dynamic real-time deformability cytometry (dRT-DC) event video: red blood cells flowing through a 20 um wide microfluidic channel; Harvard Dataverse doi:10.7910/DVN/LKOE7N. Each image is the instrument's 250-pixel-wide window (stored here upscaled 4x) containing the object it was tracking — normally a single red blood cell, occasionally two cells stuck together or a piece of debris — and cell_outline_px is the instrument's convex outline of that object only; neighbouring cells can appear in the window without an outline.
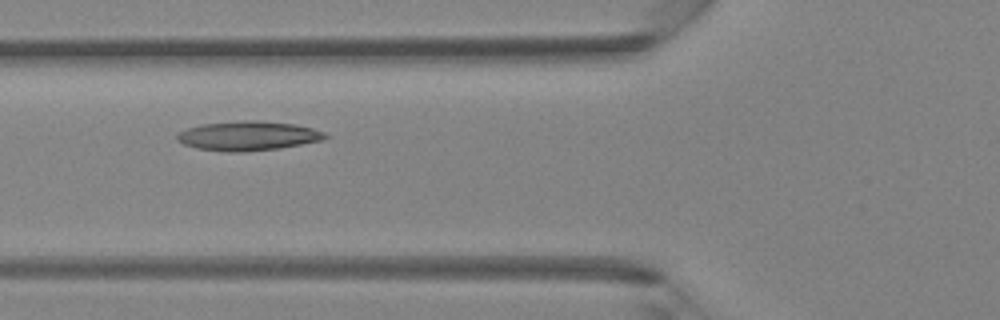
{"species": "Egyptian fruit bat (a non-hibernating species)", "species_latin": "Rousettus aegyptiacus", "temperature_condition": "room temperature", "stored_images_in_passage": 3, "camera_frame_rate_fps": 3000, "um_per_image_px": 0.085, "animal": {"sex": "female"}, "frame": {"image": 1, "passage_image": 3, "time_ms": 0.667, "image_size_px": [1000, 320], "cell_outline_px": [[328, 136], [324, 140], [280, 148], [244, 152], [224, 152], [196, 148], [184, 144], [176, 140], [176, 136], [180, 132], [188, 128], [200, 124], [244, 120], [256, 120], [296, 124], [312, 128], [324, 132]], "centroid_in_image_um": [21.09, 11.55], "position_along_channel_um": 104.7, "area_um2": 25.49}}